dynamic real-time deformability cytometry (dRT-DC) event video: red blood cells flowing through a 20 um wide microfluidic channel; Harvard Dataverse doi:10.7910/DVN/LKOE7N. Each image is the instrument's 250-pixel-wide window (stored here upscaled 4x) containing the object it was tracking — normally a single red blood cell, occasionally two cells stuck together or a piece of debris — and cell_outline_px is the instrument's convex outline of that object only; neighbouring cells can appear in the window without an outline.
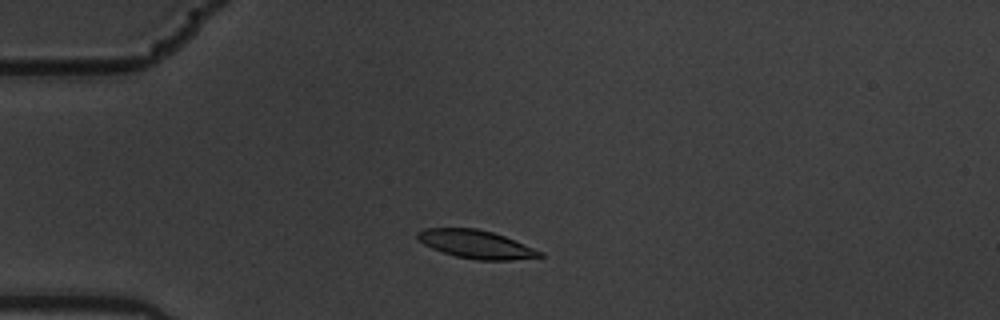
{"species": "common noctule bat (a hibernating species)", "species_latin": "Nyctalus noctula", "temperature_condition": "warm", "stored_images_in_passage": 4, "camera_frame_rate_fps": 3000, "um_per_image_px": 0.085, "animal": {"sex": "male", "body_mass_g": 19.5, "forearm_length_mm": 54.6}, "frame": {"image": 1, "passage_image": 3, "time_ms": 0.667, "image_size_px": [1000, 320], "cell_outline_px": [[544, 256], [512, 260], [476, 260], [456, 256], [432, 248], [424, 244], [416, 236], [416, 232], [424, 228], [476, 228], [492, 232], [504, 236], [544, 252]], "centroid_in_image_um": [40.47, 20.76], "position_along_channel_um": 44.5, "area_um2": 20.0}}